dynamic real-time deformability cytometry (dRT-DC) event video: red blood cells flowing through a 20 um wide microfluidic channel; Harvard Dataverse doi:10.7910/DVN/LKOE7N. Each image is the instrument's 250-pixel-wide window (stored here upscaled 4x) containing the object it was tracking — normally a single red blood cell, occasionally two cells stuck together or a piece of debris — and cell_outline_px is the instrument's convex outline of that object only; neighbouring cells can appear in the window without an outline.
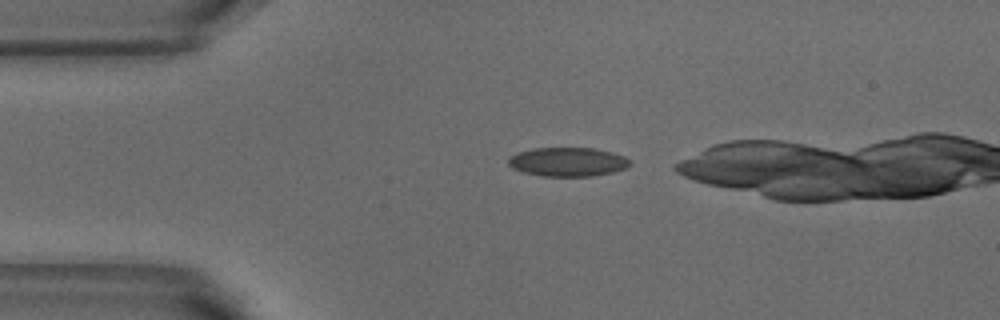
{"species": "common noctule bat (a hibernating species)", "species_latin": "Nyctalus noctula", "temperature_condition": "warm", "stored_images_in_passage": 4, "camera_frame_rate_fps": 3000, "um_per_image_px": 0.085, "animal": {"sex": "male", "body_mass_g": 18.8}, "frame": {"image": 1, "passage_image": 1, "time_ms": 0.0, "image_size_px": [1000, 320], "cell_outline_px": [[632, 164], [628, 168], [612, 172], [592, 176], [544, 176], [524, 172], [512, 168], [508, 164], [508, 156], [516, 152], [532, 148], [592, 148], [612, 152], [624, 156]], "centroid_in_image_um": [48.24, 13.75], "position_along_channel_um": 36.8, "area_um2": 20.63}}